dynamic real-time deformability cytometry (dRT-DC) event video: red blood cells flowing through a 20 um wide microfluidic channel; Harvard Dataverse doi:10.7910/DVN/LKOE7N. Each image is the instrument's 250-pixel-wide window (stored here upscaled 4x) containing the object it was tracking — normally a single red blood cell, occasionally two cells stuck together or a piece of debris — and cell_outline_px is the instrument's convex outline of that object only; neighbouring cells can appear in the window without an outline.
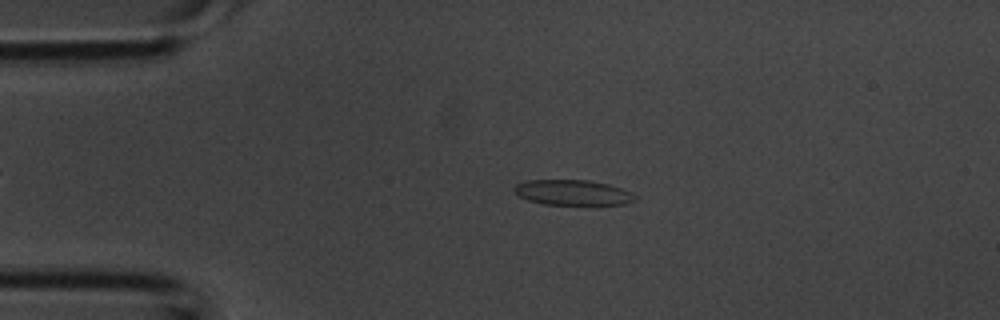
{"species": "common noctule bat (a hibernating species)", "species_latin": "Nyctalus noctula", "temperature_condition": "room temperature", "stored_images_in_passage": 41, "camera_frame_rate_fps": 3000, "um_per_image_px": 0.085, "animal": {"sex": "male", "body_mass_g": 20.1, "forearm_length_mm": 53.5}, "frame": {"image": 1, "passage_image": 8, "time_ms": 2.333, "image_size_px": [1000, 320], "cell_outline_px": [[636, 200], [624, 204], [596, 208], [588, 208], [544, 204], [528, 200], [520, 196], [512, 188], [516, 184], [528, 180], [588, 180], [608, 184], [632, 192], [636, 196]], "centroid_in_image_um": [48.77, 16.43], "position_along_channel_um": 36.2, "area_um2": 18.9}}
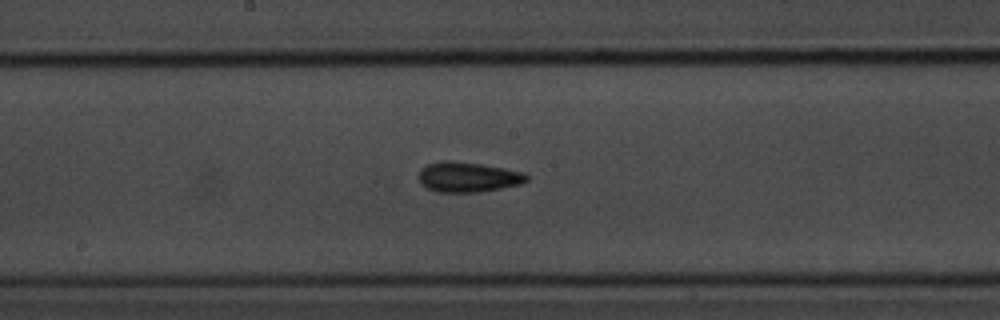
{"frame": {"image": 2, "passage_image": 21, "time_ms": 6.667, "image_size_px": [1000, 320], "cell_outline_px": [[528, 180], [520, 184], [500, 188], [476, 192], [436, 192], [420, 184], [420, 168], [428, 164], [444, 160], [452, 160], [480, 164], [504, 168], [524, 172], [528, 176]], "centroid_in_image_um": [39.76, 15.04], "position_along_channel_um": 208.4, "area_um2": 18.84}}
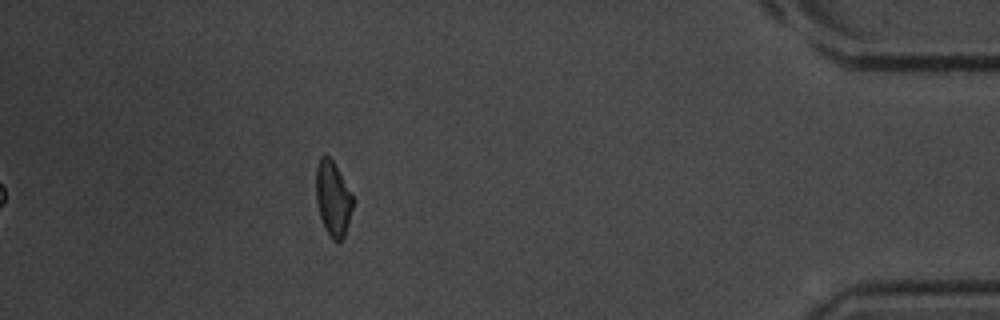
{"frame": {"image": 3, "passage_image": 37, "time_ms": 12.0, "image_size_px": [1000, 320], "cell_outline_px": [[356, 200], [344, 236], [336, 244], [332, 240], [324, 228], [320, 216], [316, 200], [316, 168], [320, 156], [328, 156], [332, 160]], "centroid_in_image_um": [28.32, 16.92], "position_along_channel_um": 406.9, "area_um2": 16.24}}